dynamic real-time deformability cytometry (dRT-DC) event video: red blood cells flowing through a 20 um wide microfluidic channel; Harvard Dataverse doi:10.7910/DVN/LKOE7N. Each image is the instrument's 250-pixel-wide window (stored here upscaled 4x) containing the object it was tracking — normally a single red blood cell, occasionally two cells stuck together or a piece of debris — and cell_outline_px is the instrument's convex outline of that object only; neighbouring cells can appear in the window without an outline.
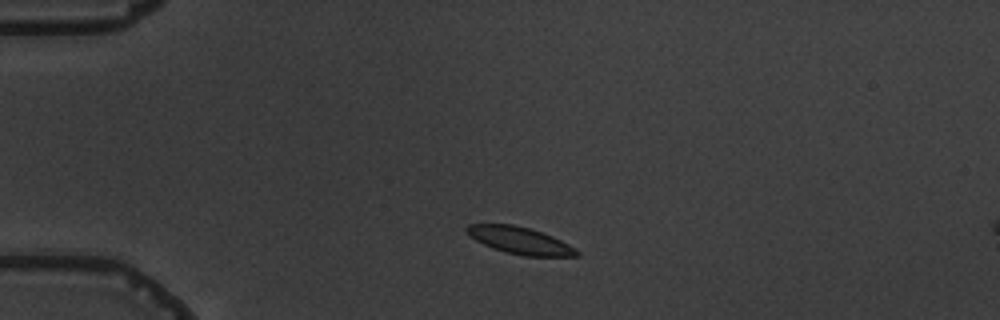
{"species": "common noctule bat (a hibernating species)", "species_latin": "Nyctalus noctula", "temperature_condition": "warm", "stored_images_in_passage": 3, "camera_frame_rate_fps": 3000, "um_per_image_px": 0.085, "animal": {"sex": "male", "body_mass_g": 19.5, "forearm_length_mm": 54.6}, "frame": {"image": 1, "passage_image": 1, "time_ms": 0.0, "image_size_px": [1000, 320], "cell_outline_px": [[580, 256], [524, 256], [508, 252], [484, 244], [476, 240], [464, 228], [468, 224], [512, 224], [528, 228], [552, 236], [576, 248], [580, 252]], "centroid_in_image_um": [44.24, 20.44], "position_along_channel_um": 40.8, "area_um2": 16.94}}